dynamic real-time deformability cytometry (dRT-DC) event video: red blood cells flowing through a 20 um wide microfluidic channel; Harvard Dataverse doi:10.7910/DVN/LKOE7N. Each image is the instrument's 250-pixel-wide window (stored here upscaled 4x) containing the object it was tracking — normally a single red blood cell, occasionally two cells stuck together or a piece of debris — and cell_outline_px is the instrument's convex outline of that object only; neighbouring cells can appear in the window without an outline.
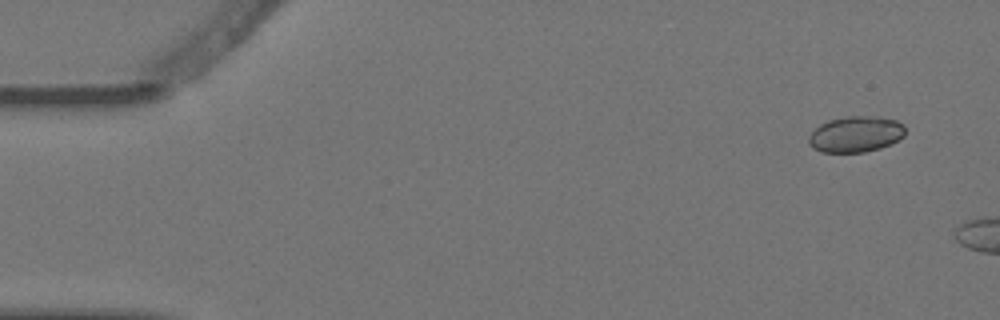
{"species": "Egyptian fruit bat (a non-hibernating species)", "species_latin": "Rousettus aegyptiacus", "temperature_condition": "warm", "stored_images_in_passage": 4, "camera_frame_rate_fps": 3000, "um_per_image_px": 0.085, "animal": {"sex": "female"}, "frame": {"image": 1, "passage_image": 1, "time_ms": 0.0, "image_size_px": [1000, 320], "cell_outline_px": [[904, 136], [892, 144], [880, 148], [864, 152], [820, 152], [812, 148], [808, 144], [808, 136], [820, 124], [828, 120], [848, 116], [876, 116], [896, 120], [904, 124]], "centroid_in_image_um": [72.73, 11.41], "position_along_channel_um": 12.3, "area_um2": 20.4}}